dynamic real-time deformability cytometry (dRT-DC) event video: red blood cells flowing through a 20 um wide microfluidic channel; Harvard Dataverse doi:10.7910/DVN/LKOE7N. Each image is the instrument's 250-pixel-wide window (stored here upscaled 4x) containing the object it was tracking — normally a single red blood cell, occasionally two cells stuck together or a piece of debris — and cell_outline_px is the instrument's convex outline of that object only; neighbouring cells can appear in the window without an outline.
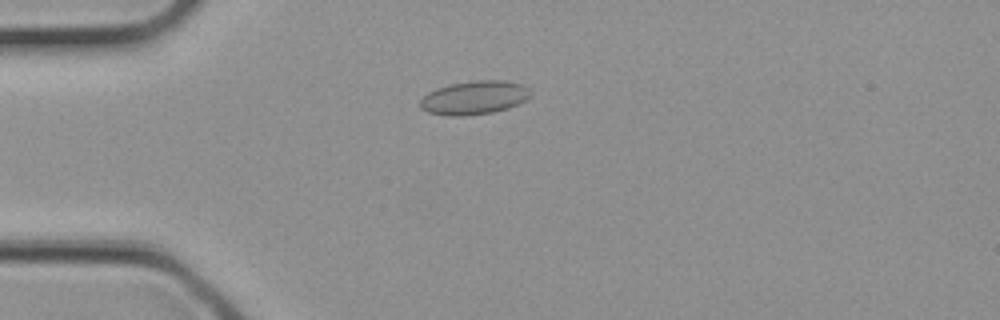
{"species": "common noctule bat (a hibernating species)", "species_latin": "Nyctalus noctula", "temperature_condition": "cold", "stored_images_in_passage": 2, "camera_frame_rate_fps": 3000, "um_per_image_px": 0.085, "animal": {"sex": "female", "body_mass_g": 21.9}, "frame": {"image": 1, "passage_image": 2, "time_ms": 0.333, "image_size_px": [1000, 320], "cell_outline_px": [[532, 96], [508, 108], [492, 112], [464, 116], [448, 116], [428, 112], [420, 108], [420, 100], [428, 92], [436, 88], [448, 84], [476, 80], [504, 80], [520, 84], [528, 88], [532, 92]], "centroid_in_image_um": [40.29, 8.3], "position_along_channel_um": 44.7, "area_um2": 21.68}}